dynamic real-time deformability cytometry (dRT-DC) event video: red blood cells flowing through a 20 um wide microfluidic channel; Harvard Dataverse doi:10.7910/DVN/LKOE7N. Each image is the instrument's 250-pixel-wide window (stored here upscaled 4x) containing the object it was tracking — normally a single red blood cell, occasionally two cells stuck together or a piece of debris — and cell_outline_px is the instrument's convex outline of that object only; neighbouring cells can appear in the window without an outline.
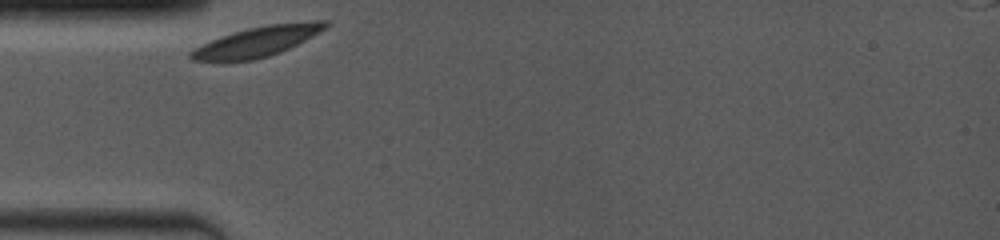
{"species": "common noctule bat (a hibernating species)", "species_latin": "Nyctalus noctula", "temperature_condition": "room temperature", "stored_images_in_passage": 39, "camera_frame_rate_fps": 4000, "um_per_image_px": 0.085, "animal": {"sex": "female", "body_mass_g": 19.0, "forearm_length_mm": 53.3}, "frame": {"image": 1, "passage_image": 1, "time_ms": 0.0, "image_size_px": [1000, 240], "cell_outline_px": [[328, 24], [320, 32], [280, 52], [268, 56], [252, 60], [224, 64], [220, 64], [192, 60], [188, 56], [188, 52], [212, 40], [248, 28], [268, 24], [312, 20], [328, 20]], "centroid_in_image_um": [21.8, 3.57], "position_along_channel_um": 63.2, "area_um2": 23.87}}
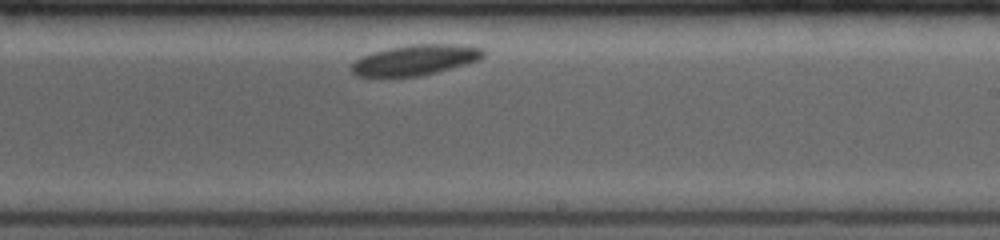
{"frame": {"image": 2, "passage_image": 23, "time_ms": 5.5, "image_size_px": [1000, 240], "cell_outline_px": [[484, 56], [476, 60], [420, 76], [356, 76], [352, 72], [352, 64], [356, 60], [364, 56], [388, 48], [408, 44], [456, 44], [484, 48]], "centroid_in_image_um": [35.29, 5.08], "position_along_channel_um": 253.7, "area_um2": 22.77}}
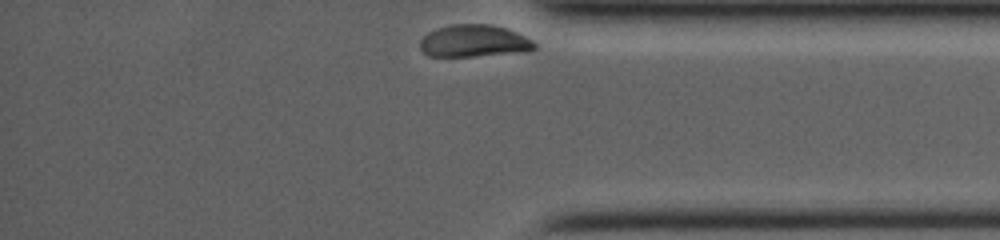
{"frame": {"image": 3, "passage_image": 39, "time_ms": 9.5, "image_size_px": [1000, 240], "cell_outline_px": [[536, 48], [528, 52], [472, 56], [428, 56], [420, 48], [420, 40], [428, 32], [436, 28], [452, 24], [488, 24], [504, 28], [516, 32], [532, 40], [536, 44]], "centroid_in_image_um": [40.29, 3.49], "position_along_channel_um": 394.9, "area_um2": 21.5}}